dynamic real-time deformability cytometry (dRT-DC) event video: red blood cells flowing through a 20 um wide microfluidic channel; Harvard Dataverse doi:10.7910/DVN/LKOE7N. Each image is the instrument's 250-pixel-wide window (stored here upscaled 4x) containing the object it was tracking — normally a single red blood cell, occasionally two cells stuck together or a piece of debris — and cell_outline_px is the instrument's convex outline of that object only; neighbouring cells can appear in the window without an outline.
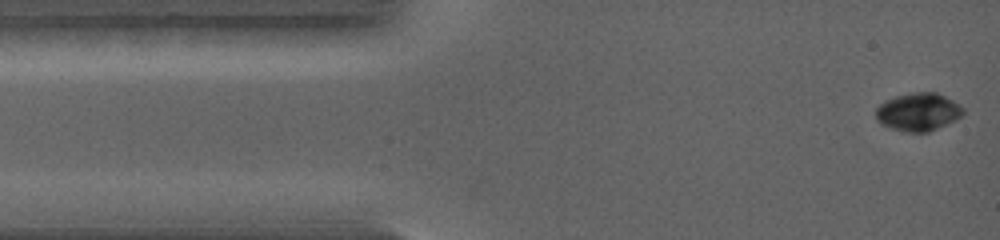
{"species": "common noctule bat (a hibernating species)", "species_latin": "Nyctalus noctula", "temperature_condition": "warm", "stored_images_in_passage": 57, "camera_frame_rate_fps": 5000, "um_per_image_px": 0.085, "animal": {"sex": "female", "body_mass_g": 19.0, "forearm_length_mm": 56.7}, "frame": {"image": 1, "passage_image": 1, "time_ms": 0.0, "image_size_px": [1000, 240], "cell_outline_px": [[964, 112], [960, 116], [928, 132], [904, 132], [880, 124], [876, 120], [876, 108], [880, 104], [896, 96], [912, 92], [936, 92], [952, 100], [964, 108]], "centroid_in_image_um": [78.01, 9.51], "position_along_channel_um": 7.0, "area_um2": 19.02}}
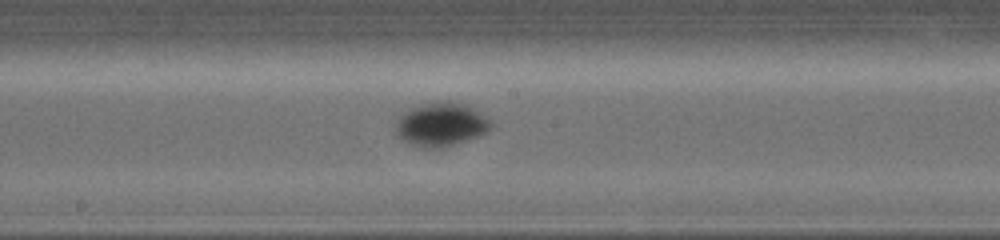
{"frame": {"image": 2, "passage_image": 27, "time_ms": 5.2, "image_size_px": [1000, 240], "cell_outline_px": [[492, 128], [488, 132], [444, 148], [428, 148], [412, 144], [396, 136], [392, 124], [396, 116], [408, 108], [420, 104], [436, 100], [448, 100], [464, 104], [472, 108], [484, 116], [492, 124]], "centroid_in_image_um": [37.39, 10.55], "position_along_channel_um": 210.8, "area_um2": 24.8}}
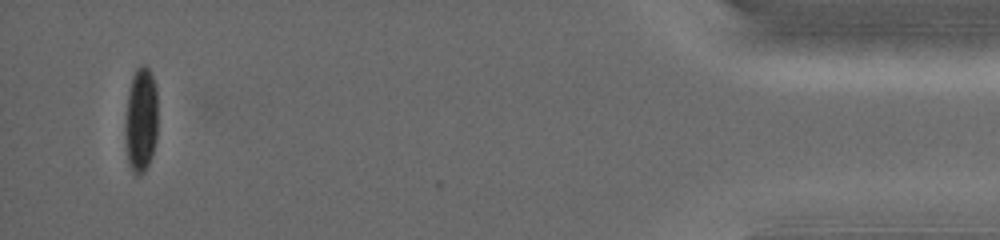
{"frame": {"image": 3, "passage_image": 56, "time_ms": 11.0, "image_size_px": [1000, 240], "cell_outline_px": [[156, 140], [152, 156], [144, 172], [136, 176], [132, 172], [128, 164], [124, 136], [124, 120], [128, 96], [132, 76], [140, 64], [144, 64], [148, 68], [152, 76], [156, 88]], "centroid_in_image_um": [11.95, 10.23], "position_along_channel_um": 423.2, "area_um2": 20.17}}